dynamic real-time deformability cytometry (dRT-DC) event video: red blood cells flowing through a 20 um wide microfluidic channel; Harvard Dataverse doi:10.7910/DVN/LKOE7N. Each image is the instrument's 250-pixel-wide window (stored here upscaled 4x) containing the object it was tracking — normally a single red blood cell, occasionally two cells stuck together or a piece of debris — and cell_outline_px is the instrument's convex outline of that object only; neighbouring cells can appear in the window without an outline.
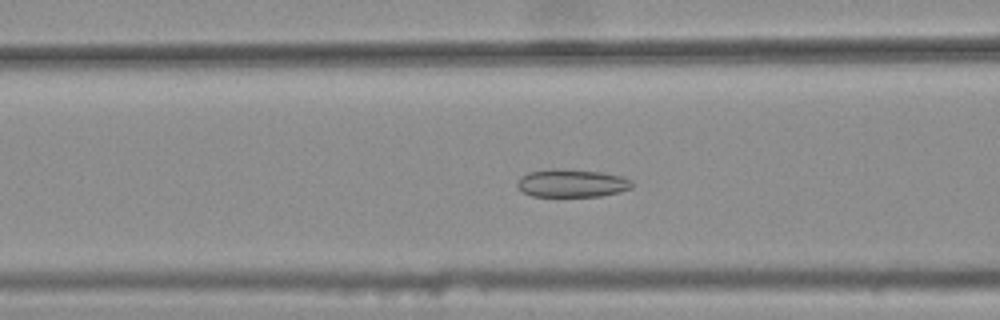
{"species": "common noctule bat (a hibernating species)", "species_latin": "Nyctalus noctula", "temperature_condition": "warm", "stored_images_in_passage": 44, "camera_frame_rate_fps": 3000, "um_per_image_px": 0.085, "animal": {"sex": "female", "body_mass_g": 25.1}, "frame": {"image": 1, "passage_image": 20, "time_ms": 6.333, "image_size_px": [1000, 320], "cell_outline_px": [[632, 188], [620, 192], [600, 196], [532, 196], [524, 192], [516, 184], [520, 176], [528, 172], [552, 168], [556, 168], [600, 172], [624, 176], [632, 180]], "centroid_in_image_um": [48.62, 15.56], "position_along_channel_um": 118.0, "area_um2": 18.79}}
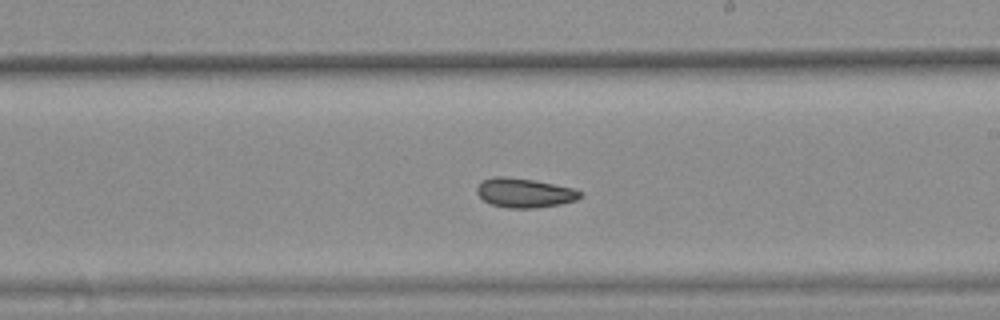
{"frame": {"image": 2, "passage_image": 30, "time_ms": 9.667, "image_size_px": [1000, 320], "cell_outline_px": [[584, 196], [576, 200], [560, 204], [536, 208], [508, 208], [492, 204], [484, 200], [476, 192], [476, 188], [484, 180], [496, 176], [504, 176], [532, 180], [572, 188], [584, 192]], "centroid_in_image_um": [44.61, 16.4], "position_along_channel_um": 244.4, "area_um2": 17.51}}
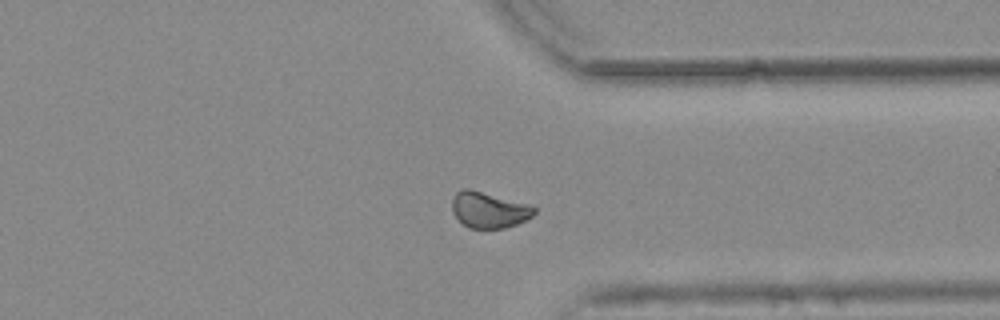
{"frame": {"image": 3, "passage_image": 40, "time_ms": 13.0, "image_size_px": [1000, 320], "cell_outline_px": [[536, 212], [532, 216], [516, 224], [504, 228], [468, 228], [452, 212], [452, 200], [456, 192], [460, 188], [472, 188], [532, 204], [536, 208]], "centroid_in_image_um": [41.57, 17.8], "position_along_channel_um": 369.8, "area_um2": 17.57}, "authors_computed_cell_mechanics": {"area_um2": 18.3226, "velocity_mm_per_s": 3.7991, "shape_relaxation_time_tau1_ms": null, "shape_relaxation_time_tau2_ms": 3.5647, "deformation_change_tau1": null, "deformation_change_tau2": 0.0759}}